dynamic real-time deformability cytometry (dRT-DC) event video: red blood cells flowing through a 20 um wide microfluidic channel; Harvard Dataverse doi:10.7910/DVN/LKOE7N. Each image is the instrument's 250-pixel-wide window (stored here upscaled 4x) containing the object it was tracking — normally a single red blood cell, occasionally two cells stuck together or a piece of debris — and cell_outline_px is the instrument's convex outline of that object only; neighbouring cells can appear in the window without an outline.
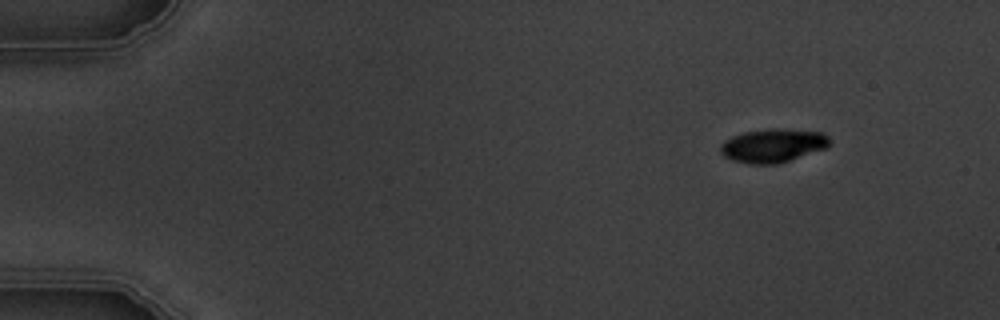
{"species": "common noctule bat (a hibernating species)", "species_latin": "Nyctalus noctula", "temperature_condition": "warm", "stored_images_in_passage": 4, "camera_frame_rate_fps": 3000, "um_per_image_px": 0.085, "animal": {"sex": "male", "body_mass_g": 19.5, "forearm_length_mm": 54.6}, "frame": {"image": 1, "passage_image": 1, "time_ms": 0.0, "image_size_px": [1000, 320], "cell_outline_px": [[828, 148], [776, 164], [748, 164], [732, 160], [724, 156], [720, 152], [720, 144], [724, 140], [732, 136], [744, 132], [824, 132], [828, 136]], "centroid_in_image_um": [65.64, 12.45], "position_along_channel_um": 19.4, "area_um2": 20.23}}
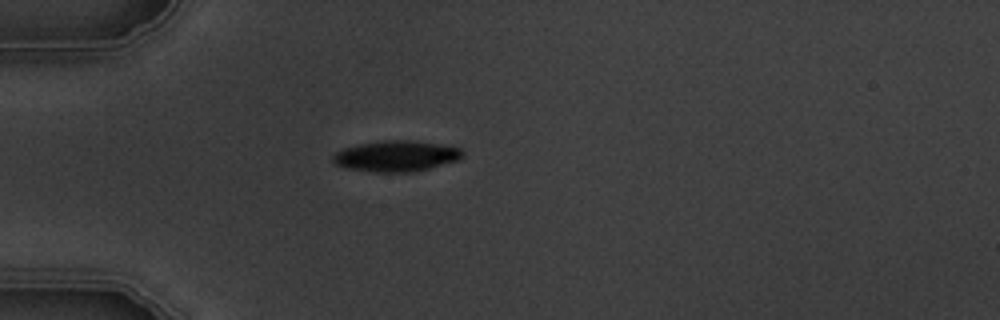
{"frame": {"image": 2, "passage_image": 4, "time_ms": 3.333, "image_size_px": [1000, 320], "cell_outline_px": [[464, 156], [460, 160], [412, 172], [372, 172], [344, 168], [336, 164], [332, 160], [332, 156], [336, 152], [344, 148], [360, 144], [384, 140], [408, 140], [440, 144], [460, 148], [464, 152]], "centroid_in_image_um": [33.68, 13.27], "position_along_channel_um": 51.3, "area_um2": 23.35}}